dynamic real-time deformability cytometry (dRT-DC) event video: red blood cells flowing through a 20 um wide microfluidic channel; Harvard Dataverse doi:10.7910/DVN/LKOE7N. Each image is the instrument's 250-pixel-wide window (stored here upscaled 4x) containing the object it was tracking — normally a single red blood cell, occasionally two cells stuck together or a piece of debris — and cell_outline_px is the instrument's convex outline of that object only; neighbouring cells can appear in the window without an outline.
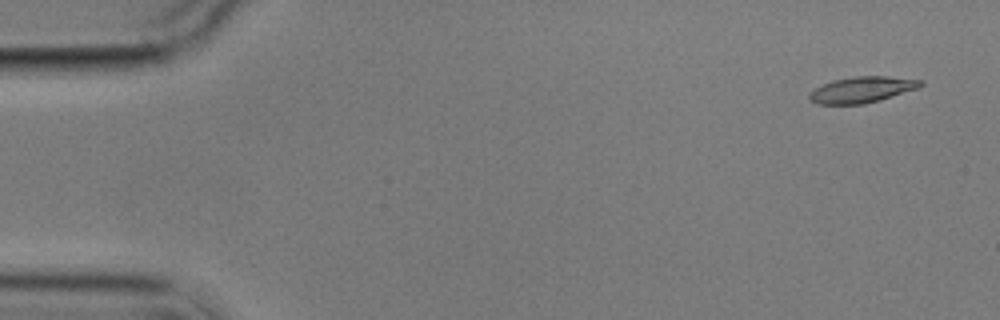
{"species": "common noctule bat (a hibernating species)", "species_latin": "Nyctalus noctula", "temperature_condition": "cold", "stored_images_in_passage": 7, "camera_frame_rate_fps": 3000, "um_per_image_px": 0.085, "animal": {"sex": "male", "body_mass_g": 17.9}, "frame": {"image": 1, "passage_image": 1, "time_ms": 0.0, "image_size_px": [1000, 320], "cell_outline_px": [[924, 84], [920, 88], [880, 100], [864, 104], [816, 104], [808, 100], [808, 96], [816, 88], [832, 80], [852, 76], [888, 76], [924, 80]], "centroid_in_image_um": [73.31, 7.62], "position_along_channel_um": 11.7, "area_um2": 17.05}}
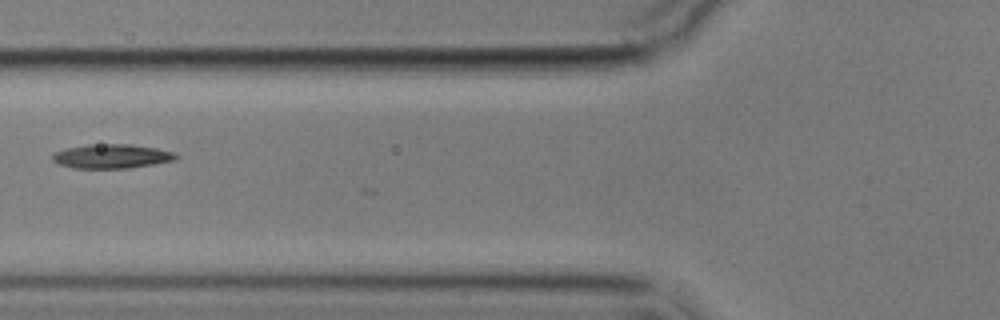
{"frame": {"image": 2, "passage_image": 6, "time_ms": 6.333, "image_size_px": [1000, 320], "cell_outline_px": [[180, 156], [176, 160], [128, 168], [76, 168], [60, 164], [52, 160], [52, 156], [56, 152], [68, 148], [88, 144], [132, 144], [156, 148], [172, 152]], "centroid_in_image_um": [9.53, 13.28], "position_along_channel_um": 116.3, "area_um2": 17.22}}
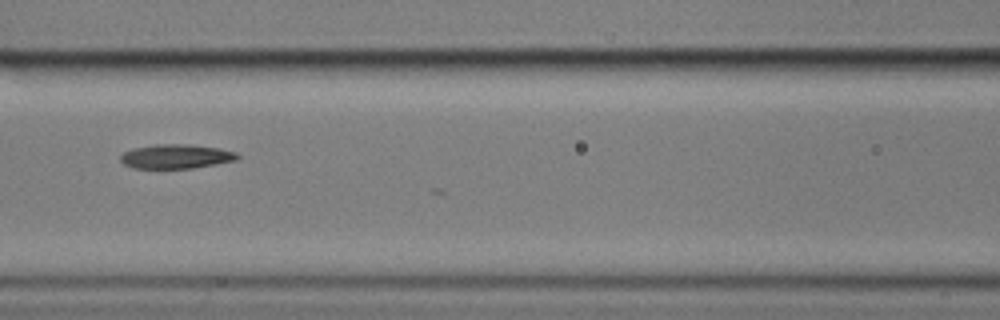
{"frame": {"image": 3, "passage_image": 7, "time_ms": 7.333, "image_size_px": [1000, 320], "cell_outline_px": [[240, 156], [236, 160], [216, 164], [192, 168], [132, 168], [124, 164], [120, 160], [120, 156], [124, 152], [132, 148], [156, 144], [188, 144], [220, 148], [236, 152]], "centroid_in_image_um": [14.96, 13.29], "position_along_channel_um": 151.6, "area_um2": 16.59}}